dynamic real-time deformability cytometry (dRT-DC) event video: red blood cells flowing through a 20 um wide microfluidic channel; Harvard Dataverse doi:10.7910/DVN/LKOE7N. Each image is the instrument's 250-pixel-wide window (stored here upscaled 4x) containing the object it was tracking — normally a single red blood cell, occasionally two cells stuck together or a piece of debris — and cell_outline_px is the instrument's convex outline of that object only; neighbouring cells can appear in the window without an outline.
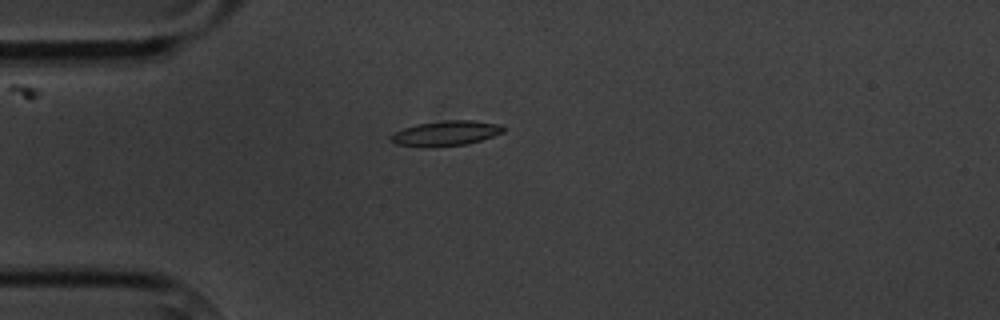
{"species": "common noctule bat (a hibernating species)", "species_latin": "Nyctalus noctula", "temperature_condition": "cold", "stored_images_in_passage": 6, "camera_frame_rate_fps": 3000, "um_per_image_px": 0.085, "animal": {"sex": "male", "body_mass_g": 20.1, "forearm_length_mm": 53.5}, "frame": {"image": 1, "passage_image": 5, "time_ms": 4.667, "image_size_px": [1000, 320], "cell_outline_px": [[504, 132], [468, 144], [432, 148], [396, 144], [388, 140], [388, 136], [392, 132], [416, 124], [444, 120], [472, 120], [500, 124], [504, 128]], "centroid_in_image_um": [37.83, 11.34], "position_along_channel_um": 47.2, "area_um2": 16.7}}